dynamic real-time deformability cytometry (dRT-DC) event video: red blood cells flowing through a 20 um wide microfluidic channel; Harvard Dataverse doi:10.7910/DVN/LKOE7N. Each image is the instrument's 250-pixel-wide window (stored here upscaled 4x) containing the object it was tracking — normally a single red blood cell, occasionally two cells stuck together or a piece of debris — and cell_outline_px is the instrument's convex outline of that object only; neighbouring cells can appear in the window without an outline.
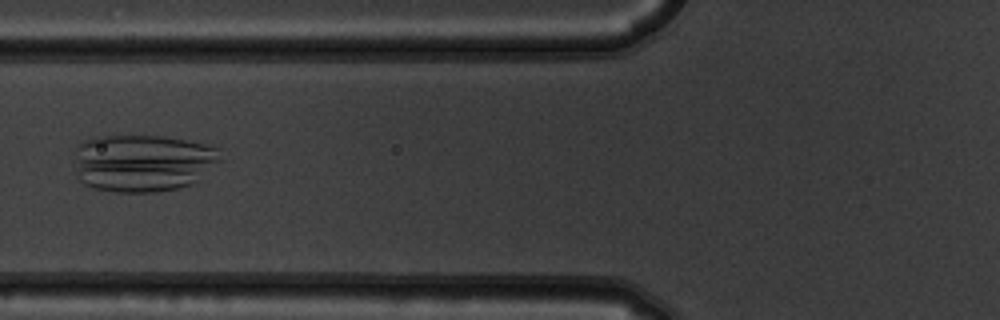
{"species": "common noctule bat (a hibernating species)", "species_latin": "Nyctalus noctula", "temperature_condition": "warm", "stored_images_in_passage": 5, "camera_frame_rate_fps": 3000, "um_per_image_px": 0.085, "animal": {"sex": "male", "body_mass_g": 19.5, "forearm_length_mm": 54.6}, "frame": {"image": 1, "passage_image": 5, "time_ms": 1.333, "image_size_px": [1000, 320], "cell_outline_px": [[220, 160], [192, 184], [176, 188], [156, 192], [116, 192], [92, 188], [84, 184], [80, 180], [72, 152], [84, 140], [92, 136], [160, 136], [208, 144], [220, 148]], "centroid_in_image_um": [12.09, 13.84], "position_along_channel_um": 113.7, "area_um2": 49.13}}